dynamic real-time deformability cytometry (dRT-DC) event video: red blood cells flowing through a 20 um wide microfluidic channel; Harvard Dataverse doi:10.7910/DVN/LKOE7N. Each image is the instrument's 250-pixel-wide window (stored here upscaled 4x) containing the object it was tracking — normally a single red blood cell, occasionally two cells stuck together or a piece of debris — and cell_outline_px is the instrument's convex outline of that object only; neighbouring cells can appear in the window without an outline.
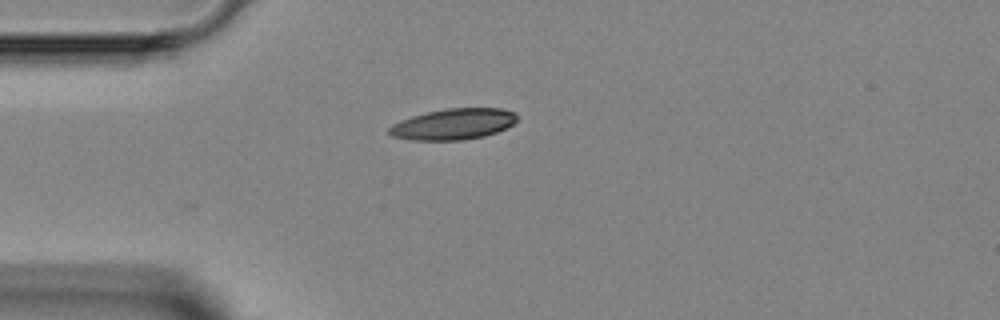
{"species": "Egyptian fruit bat (a non-hibernating species)", "species_latin": "Rousettus aegyptiacus", "temperature_condition": "room temperature", "stored_images_in_passage": 36, "camera_frame_rate_fps": 3000, "um_per_image_px": 0.085, "animal": {"sex": "female"}, "frame": {"image": 1, "passage_image": 1, "time_ms": 0.0, "image_size_px": [1000, 320], "cell_outline_px": [[516, 120], [512, 124], [496, 132], [484, 136], [464, 140], [408, 140], [392, 136], [388, 132], [388, 128], [392, 124], [400, 120], [412, 116], [428, 112], [448, 108], [500, 108], [516, 112]], "centroid_in_image_um": [38.5, 10.55], "position_along_channel_um": 46.5, "area_um2": 23.06}}
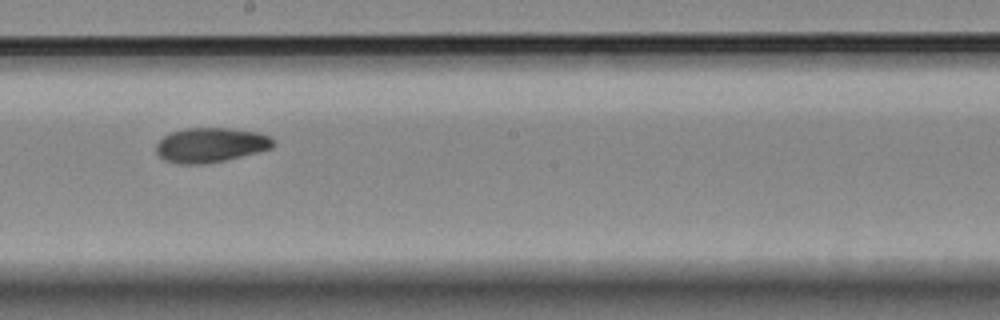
{"frame": {"image": 2, "passage_image": 15, "time_ms": 4.667, "image_size_px": [1000, 320], "cell_outline_px": [[276, 144], [272, 148], [224, 160], [204, 164], [176, 164], [164, 160], [156, 152], [156, 144], [168, 132], [184, 128], [228, 128], [256, 132], [272, 136], [276, 140]], "centroid_in_image_um": [17.9, 12.32], "position_along_channel_um": 230.3, "area_um2": 23.81}}
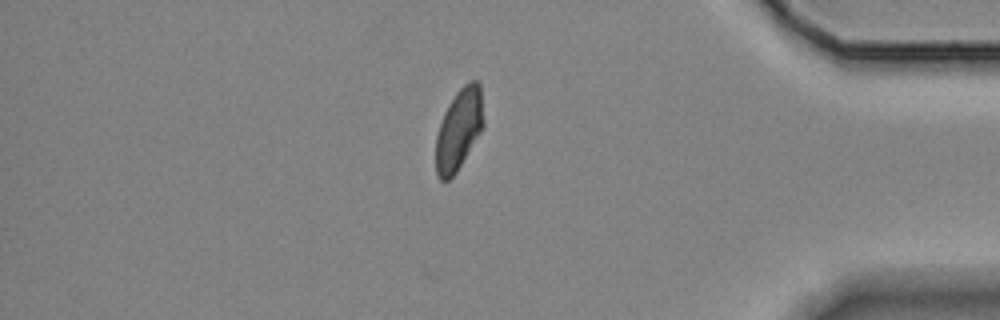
{"frame": {"image": 3, "passage_image": 29, "time_ms": 9.333, "image_size_px": [1000, 320], "cell_outline_px": [[484, 128], [456, 172], [448, 180], [440, 180], [436, 176], [436, 136], [444, 112], [448, 104], [456, 92], [468, 80], [476, 80], [480, 84], [484, 120]], "centroid_in_image_um": [39.02, 10.98], "position_along_channel_um": 396.2, "area_um2": 22.72}}